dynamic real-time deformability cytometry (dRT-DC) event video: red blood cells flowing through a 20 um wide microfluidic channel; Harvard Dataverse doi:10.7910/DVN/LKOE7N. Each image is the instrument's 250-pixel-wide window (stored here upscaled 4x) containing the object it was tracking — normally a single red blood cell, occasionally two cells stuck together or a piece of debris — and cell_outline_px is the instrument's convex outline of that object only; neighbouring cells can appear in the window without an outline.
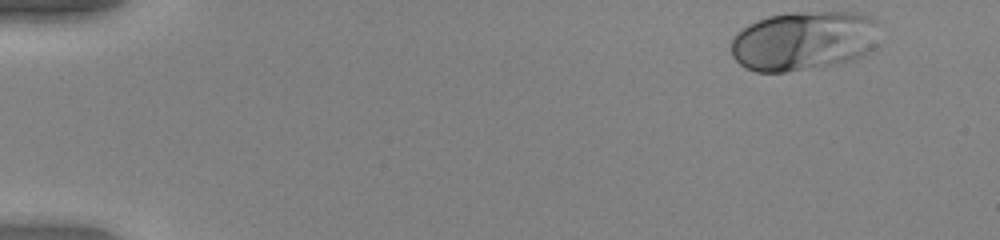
{"species": "human", "species_latin": "Homo sapiens", "temperature_condition": "warm", "stored_images_in_passage": 48, "camera_frame_rate_fps": 3000, "um_per_image_px": 0.085, "donor": {"sex": "female"}, "frame": {"image": 1, "passage_image": 1, "time_ms": 0.0, "image_size_px": [1000, 240], "cell_outline_px": [[880, 24], [876, 44], [872, 48], [860, 56], [836, 64], [784, 72], [756, 72], [744, 68], [732, 56], [732, 40], [748, 24], [756, 20], [768, 16], [788, 12], [860, 12], [880, 20]], "centroid_in_image_um": [68.35, 3.44], "position_along_channel_um": 16.6, "area_um2": 51.67}}
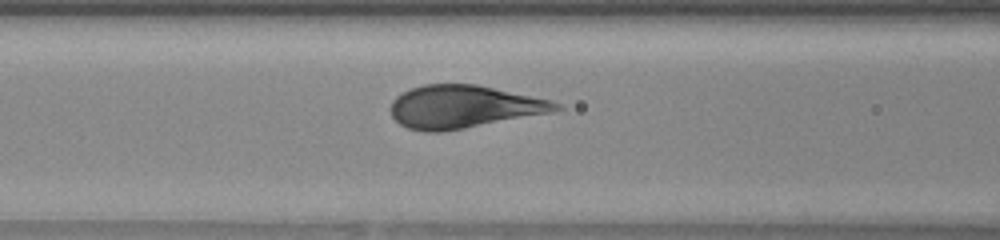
{"frame": {"image": 2, "passage_image": 19, "time_ms": 6.0, "image_size_px": [1000, 240], "cell_outline_px": [[564, 108], [552, 112], [464, 128], [440, 132], [424, 132], [408, 128], [400, 124], [392, 116], [392, 100], [400, 92], [424, 84], [476, 84], [552, 100], [560, 104]], "centroid_in_image_um": [39.4, 9.07], "position_along_channel_um": 127.2, "area_um2": 41.04}}
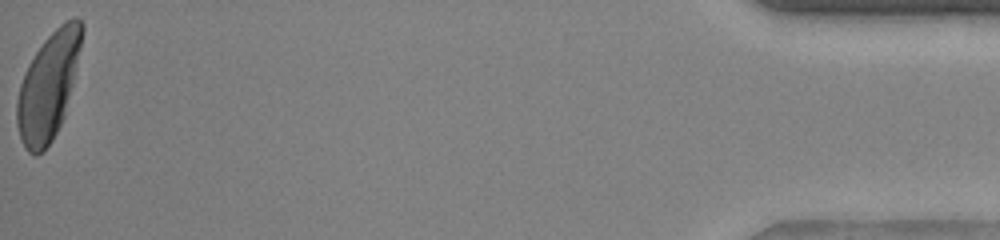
{"frame": {"image": 3, "passage_image": 48, "time_ms": 15.667, "image_size_px": [1000, 240], "cell_outline_px": [[84, 32], [72, 84], [64, 116], [52, 140], [44, 152], [36, 156], [28, 152], [24, 148], [20, 140], [16, 124], [16, 100], [20, 84], [24, 72], [28, 64], [44, 40], [60, 24], [76, 16], [84, 24]], "centroid_in_image_um": [4.08, 7.35], "position_along_channel_um": 431.1, "area_um2": 40.4}, "authors_computed_cell_mechanics": {"area_um2": 42.2229, "velocity_mm_per_s": 4.0401, "shape_relaxation_time_tau1_ms": 2.2554, "shape_relaxation_time_tau2_ms": null, "deformation_change_tau1": 0.1713, "deformation_change_tau2": null}}